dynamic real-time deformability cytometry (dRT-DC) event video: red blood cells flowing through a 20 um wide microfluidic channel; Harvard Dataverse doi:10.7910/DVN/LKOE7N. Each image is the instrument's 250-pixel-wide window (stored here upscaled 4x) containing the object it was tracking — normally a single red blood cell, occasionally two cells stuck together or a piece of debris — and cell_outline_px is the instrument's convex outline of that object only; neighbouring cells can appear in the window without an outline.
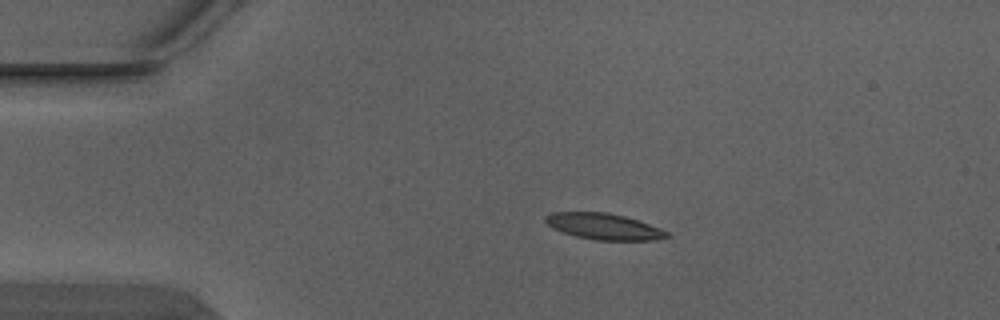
{"species": "Egyptian fruit bat (a non-hibernating species)", "species_latin": "Rousettus aegyptiacus", "temperature_condition": "warm", "stored_images_in_passage": 5, "camera_frame_rate_fps": 3000, "um_per_image_px": 0.085, "animal": {"sex": "male"}, "frame": {"image": 1, "passage_image": 4, "time_ms": 1.0, "image_size_px": [1000, 320], "cell_outline_px": [[672, 236], [652, 240], [596, 240], [576, 236], [552, 228], [544, 220], [544, 216], [552, 212], [608, 212], [624, 216], [648, 224], [668, 232]], "centroid_in_image_um": [51.29, 19.24], "position_along_channel_um": 33.7, "area_um2": 18.32}}